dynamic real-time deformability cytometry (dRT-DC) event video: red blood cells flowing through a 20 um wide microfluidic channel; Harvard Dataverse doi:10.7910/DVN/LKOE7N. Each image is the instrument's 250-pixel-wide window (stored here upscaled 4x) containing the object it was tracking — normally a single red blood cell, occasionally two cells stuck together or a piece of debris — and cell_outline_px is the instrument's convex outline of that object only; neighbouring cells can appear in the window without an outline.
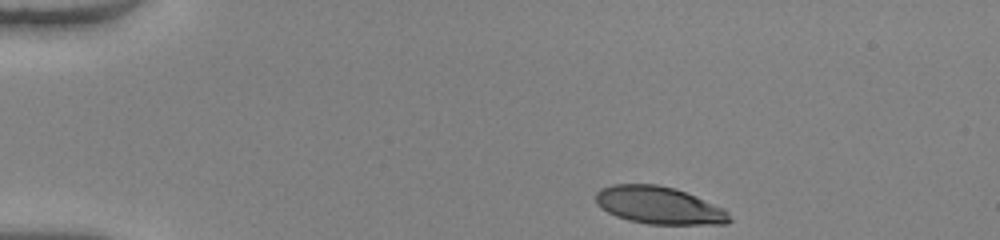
{"species": "human", "species_latin": "Homo sapiens", "temperature_condition": "warm", "stored_images_in_passage": 37, "camera_frame_rate_fps": 3000, "um_per_image_px": 0.085, "donor": {"sex": "female"}, "frame": {"image": 1, "passage_image": 1, "time_ms": 0.0, "image_size_px": [1000, 240], "cell_outline_px": [[732, 220], [728, 224], [648, 224], [628, 220], [616, 216], [600, 208], [596, 204], [596, 192], [600, 188], [612, 184], [656, 184], [676, 188], [696, 196], [724, 208], [728, 212]], "centroid_in_image_um": [56.01, 17.45], "position_along_channel_um": 29.0, "area_um2": 29.42}}
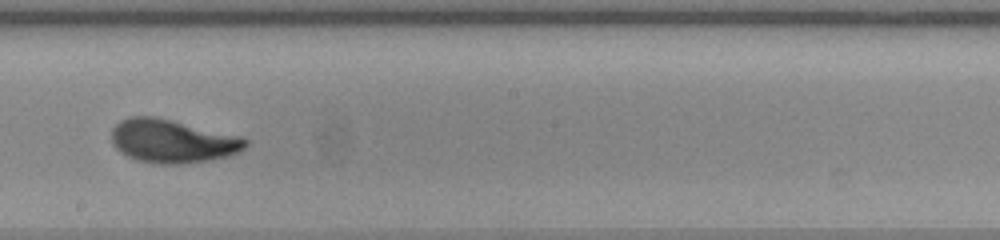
{"frame": {"image": 2, "passage_image": 22, "time_ms": 7.0, "image_size_px": [1000, 240], "cell_outline_px": [[248, 144], [240, 152], [228, 156], [208, 160], [180, 164], [160, 164], [136, 160], [120, 152], [112, 144], [112, 128], [120, 120], [128, 116], [152, 116], [244, 136], [248, 140]], "centroid_in_image_um": [14.67, 11.99], "position_along_channel_um": 233.5, "area_um2": 34.04}}
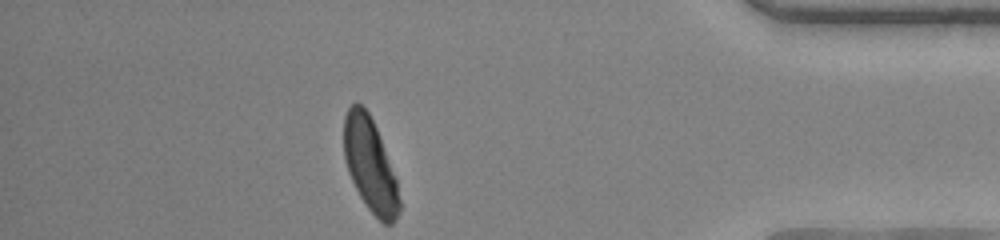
{"frame": {"image": 3, "passage_image": 37, "time_ms": 12.0, "image_size_px": [1000, 240], "cell_outline_px": [[400, 212], [396, 220], [392, 224], [384, 224], [368, 208], [360, 196], [348, 172], [344, 160], [344, 116], [348, 108], [356, 100], [368, 112], [376, 128], [396, 180], [400, 200]], "centroid_in_image_um": [31.44, 14.03], "position_along_channel_um": 403.8, "area_um2": 29.88}, "authors_computed_cell_mechanics": {"area_um2": 32.7148, "velocity_mm_per_s": 4.0879, "shape_relaxation_time_tau1_ms": 3.3568, "shape_relaxation_time_tau2_ms": null, "deformation_change_tau1": 0.2016, "deformation_change_tau2": null}}